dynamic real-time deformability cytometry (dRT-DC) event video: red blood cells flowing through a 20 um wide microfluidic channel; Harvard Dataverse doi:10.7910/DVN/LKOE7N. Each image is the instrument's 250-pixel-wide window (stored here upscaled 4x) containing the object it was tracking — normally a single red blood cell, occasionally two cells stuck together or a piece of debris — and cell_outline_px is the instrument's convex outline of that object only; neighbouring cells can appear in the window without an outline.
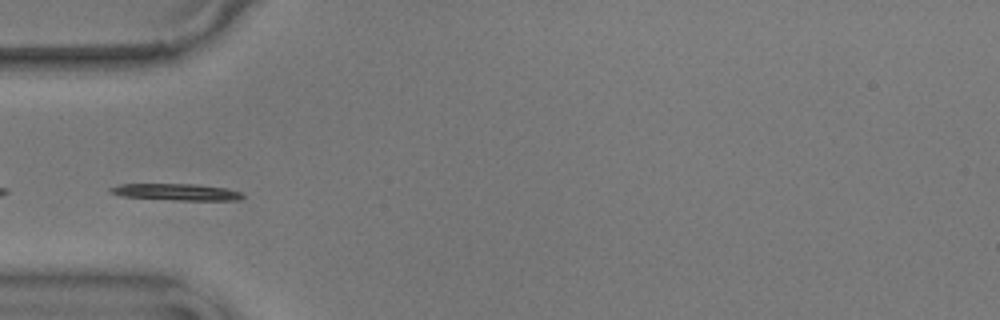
{"species": "common noctule bat (a hibernating species)", "species_latin": "Nyctalus noctula", "temperature_condition": "warm", "stored_images_in_passage": 40, "camera_frame_rate_fps": 3000, "um_per_image_px": 0.085, "animal": {"sex": "male", "body_mass_g": 17.9}, "frame": {"image": 1, "passage_image": 1, "time_ms": 0.0, "image_size_px": [1000, 320], "cell_outline_px": [[244, 196], [240, 200], [180, 200], [124, 196], [108, 192], [108, 188], [120, 184], [196, 184], [224, 188], [240, 192]], "centroid_in_image_um": [14.98, 16.31], "position_along_channel_um": 70.0, "area_um2": 12.6}}
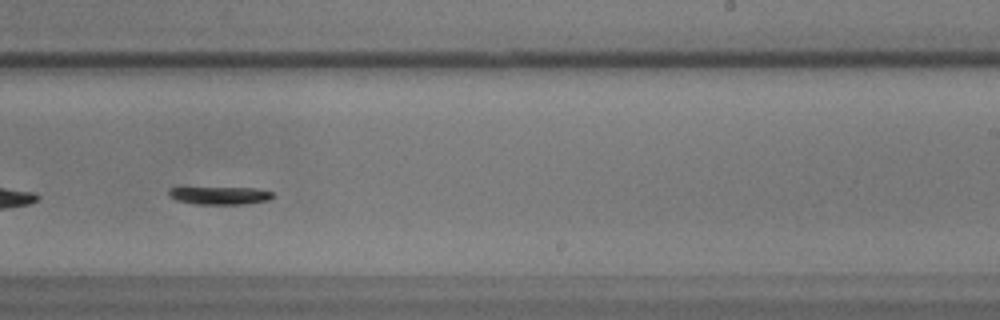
{"frame": {"image": 2, "passage_image": 18, "time_ms": 5.667, "image_size_px": [1000, 320], "cell_outline_px": [[272, 196], [268, 200], [244, 204], [196, 204], [176, 200], [168, 196], [168, 188], [180, 184], [256, 188], [272, 192]], "centroid_in_image_um": [18.49, 16.54], "position_along_channel_um": 270.5, "area_um2": 11.91}}
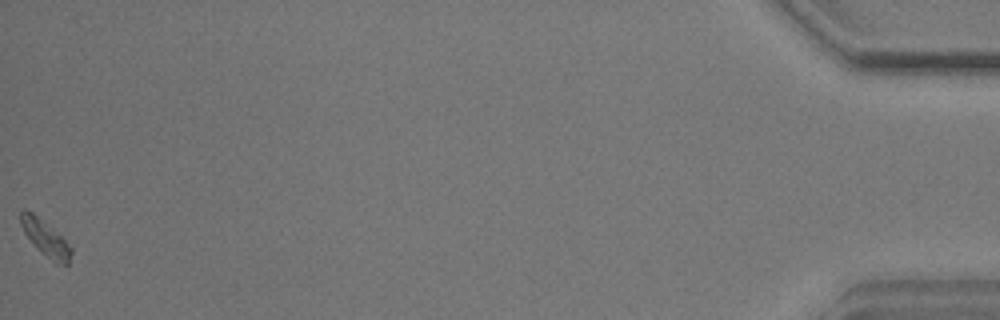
{"frame": {"image": 3, "passage_image": 40, "time_ms": 13.0, "image_size_px": [1000, 320], "cell_outline_px": [[72, 252], [68, 264], [56, 264], [36, 248], [24, 232], [20, 224], [20, 212], [24, 208], [32, 212], [60, 236], [72, 248]], "centroid_in_image_um": [3.84, 20.25], "position_along_channel_um": 431.4, "area_um2": 10.23}, "authors_computed_cell_mechanics": {"area_um2": 11.0687, "velocity_mm_per_s": 3.5287, "shape_relaxation_time_tau1_ms": 2.2939, "shape_relaxation_time_tau2_ms": null, "deformation_change_tau1": 0.2003, "deformation_change_tau2": null}}